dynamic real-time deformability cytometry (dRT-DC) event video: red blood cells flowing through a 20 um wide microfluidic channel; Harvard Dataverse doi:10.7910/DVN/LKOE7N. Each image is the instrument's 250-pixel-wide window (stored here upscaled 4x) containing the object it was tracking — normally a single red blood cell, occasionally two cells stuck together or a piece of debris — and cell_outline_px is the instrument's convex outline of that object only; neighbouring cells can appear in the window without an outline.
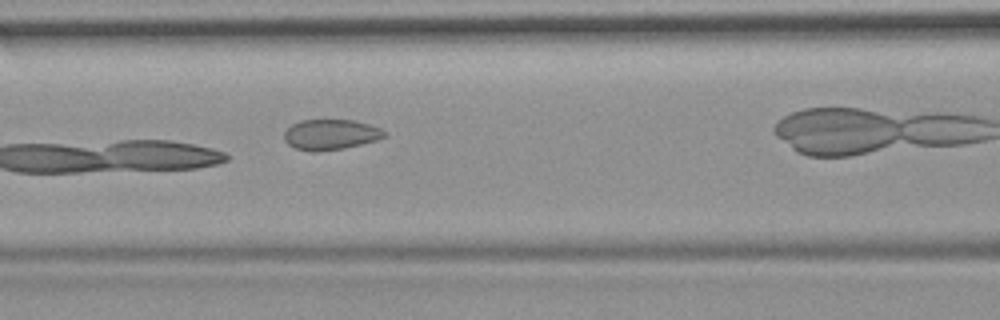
{"species": "common noctule bat (a hibernating species)", "species_latin": "Nyctalus noctula", "temperature_condition": "room temperature", "stored_images_in_passage": 8, "camera_frame_rate_fps": 3000, "um_per_image_px": 0.085, "animal": {"sex": "female", "body_mass_g": 19.9}, "frame": {"image": 1, "passage_image": 7, "time_ms": 7.0, "image_size_px": [1000, 320], "cell_outline_px": [[388, 136], [376, 140], [344, 148], [316, 152], [312, 152], [296, 148], [288, 144], [284, 140], [284, 132], [292, 124], [300, 120], [356, 120], [380, 128], [388, 132]], "centroid_in_image_um": [28.12, 11.43], "position_along_channel_um": 138.5, "area_um2": 17.86}}